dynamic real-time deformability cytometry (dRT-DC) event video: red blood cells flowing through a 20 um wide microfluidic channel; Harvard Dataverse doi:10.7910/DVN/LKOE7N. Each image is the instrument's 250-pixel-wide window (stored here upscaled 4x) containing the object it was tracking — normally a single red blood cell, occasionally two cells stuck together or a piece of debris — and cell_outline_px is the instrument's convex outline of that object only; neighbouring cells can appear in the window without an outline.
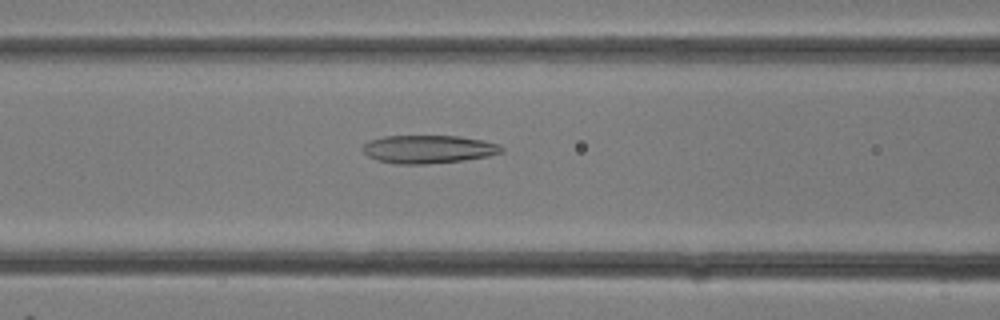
{"species": "common noctule bat (a hibernating species)", "species_latin": "Nyctalus noctula", "temperature_condition": "room temperature", "stored_images_in_passage": 23, "camera_frame_rate_fps": 3000, "um_per_image_px": 0.085, "animal": {"sex": "female"}, "frame": {"image": 1, "passage_image": 4, "time_ms": 1.0, "image_size_px": [1000, 320], "cell_outline_px": [[504, 152], [488, 156], [464, 160], [428, 164], [396, 164], [376, 160], [368, 156], [360, 148], [368, 140], [384, 136], [460, 136], [484, 140], [500, 144], [504, 148]], "centroid_in_image_um": [36.42, 12.68], "position_along_channel_um": 130.2, "area_um2": 23.06}}
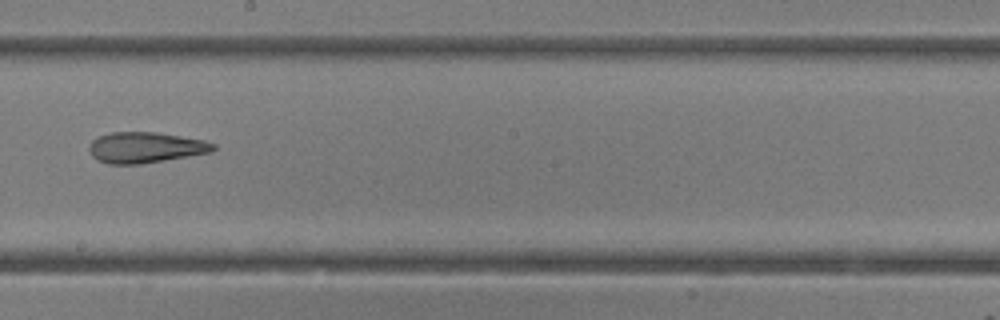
{"frame": {"image": 2, "passage_image": 9, "time_ms": 2.667, "image_size_px": [1000, 320], "cell_outline_px": [[216, 148], [212, 152], [140, 164], [108, 164], [96, 160], [92, 156], [88, 148], [88, 144], [96, 136], [112, 132], [156, 132], [204, 140], [216, 144]], "centroid_in_image_um": [12.32, 12.53], "position_along_channel_um": 235.9, "area_um2": 22.43}}
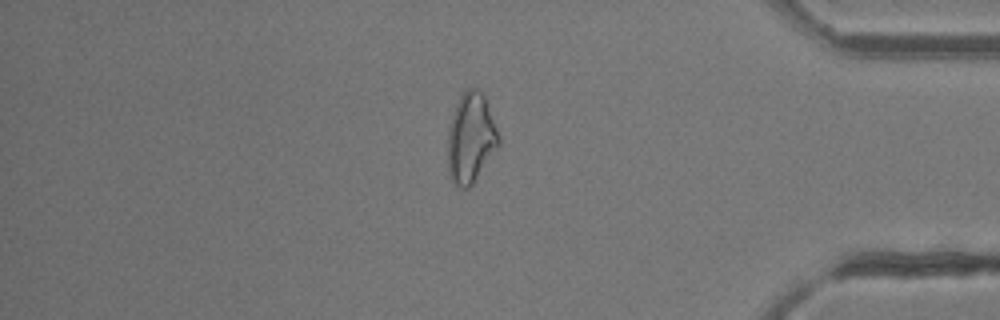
{"frame": {"image": 3, "passage_image": 18, "time_ms": 5.667, "image_size_px": [1000, 320], "cell_outline_px": [[500, 144], [472, 184], [468, 188], [460, 188], [452, 180], [448, 172], [448, 128], [456, 104], [460, 96], [468, 88], [476, 88], [484, 96], [500, 136]], "centroid_in_image_um": [40.02, 11.74], "position_along_channel_um": 395.2, "area_um2": 26.41}}